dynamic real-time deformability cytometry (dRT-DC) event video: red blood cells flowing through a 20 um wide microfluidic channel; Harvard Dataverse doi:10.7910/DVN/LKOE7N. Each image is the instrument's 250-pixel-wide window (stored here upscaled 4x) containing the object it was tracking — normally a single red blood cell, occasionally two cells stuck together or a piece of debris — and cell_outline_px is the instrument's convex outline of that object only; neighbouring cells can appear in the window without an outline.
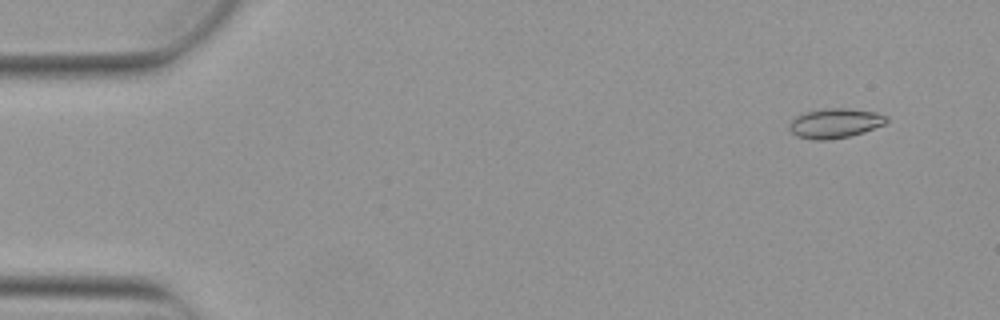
{"species": "Egyptian fruit bat (a non-hibernating species)", "species_latin": "Rousettus aegyptiacus", "temperature_condition": "warm", "stored_images_in_passage": 4, "camera_frame_rate_fps": 3000, "um_per_image_px": 0.085, "animal": {"sex": "female"}, "frame": {"image": 1, "passage_image": 1, "time_ms": 0.0, "image_size_px": [1000, 320], "cell_outline_px": [[888, 120], [884, 124], [864, 132], [848, 136], [828, 140], [812, 140], [796, 136], [788, 128], [792, 120], [796, 116], [808, 112], [828, 108], [844, 108], [876, 112], [888, 116]], "centroid_in_image_um": [70.98, 10.48], "position_along_channel_um": 14.0, "area_um2": 16.65}}
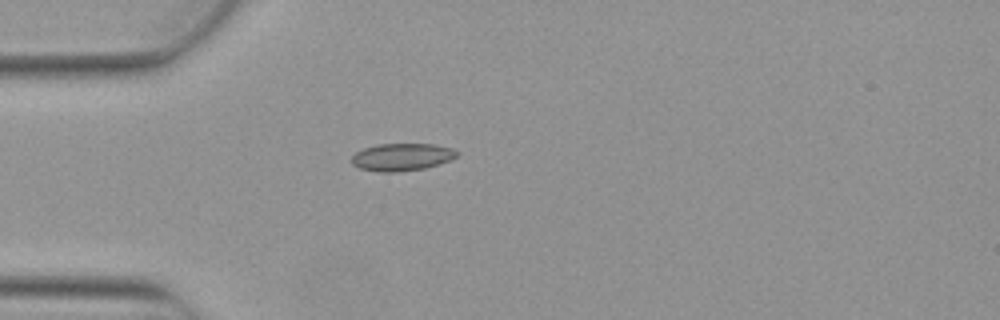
{"frame": {"image": 2, "passage_image": 3, "time_ms": 0.667, "image_size_px": [1000, 320], "cell_outline_px": [[460, 152], [452, 160], [440, 164], [424, 168], [396, 172], [380, 172], [360, 168], [352, 164], [352, 156], [356, 152], [364, 148], [376, 144], [436, 144], [452, 148]], "centroid_in_image_um": [34.19, 13.34], "position_along_channel_um": 50.8, "area_um2": 16.94}}